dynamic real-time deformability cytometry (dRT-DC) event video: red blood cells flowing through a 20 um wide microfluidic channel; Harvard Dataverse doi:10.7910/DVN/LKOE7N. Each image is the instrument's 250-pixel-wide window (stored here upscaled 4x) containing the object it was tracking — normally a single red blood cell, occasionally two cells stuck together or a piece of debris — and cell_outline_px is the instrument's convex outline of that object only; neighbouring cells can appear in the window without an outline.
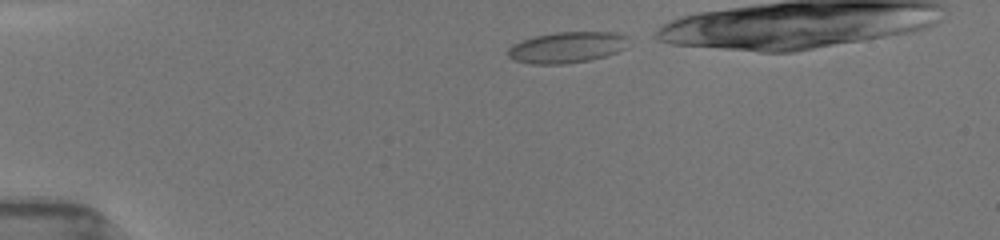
{"species": "common noctule bat (a hibernating species)", "species_latin": "Nyctalus noctula", "temperature_condition": "room temperature", "stored_images_in_passage": 6, "camera_frame_rate_fps": 3000, "um_per_image_px": 0.085, "animal": {"sex": "female", "body_mass_g": 19.5, "forearm_length_mm": 54.1}, "frame": {"image": 1, "passage_image": 1, "time_ms": 0.0, "image_size_px": [1000, 240], "cell_outline_px": [[628, 36], [624, 48], [616, 52], [604, 56], [588, 60], [564, 64], [532, 64], [512, 60], [508, 56], [508, 48], [512, 44], [520, 40], [532, 36], [556, 32], [616, 32]], "centroid_in_image_um": [48.13, 4.02], "position_along_channel_um": 36.9, "area_um2": 21.91}}
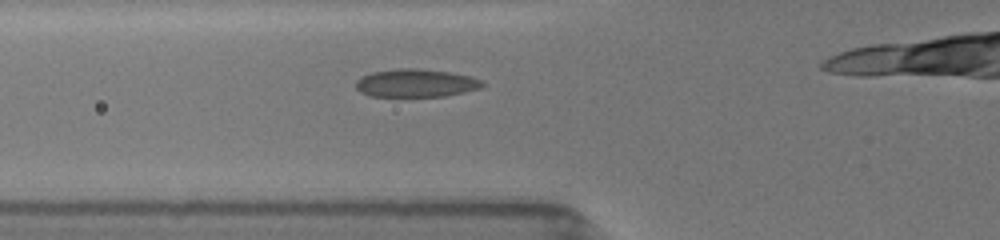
{"frame": {"image": 2, "passage_image": 6, "time_ms": 2.667, "image_size_px": [1000, 240], "cell_outline_px": [[484, 84], [480, 88], [464, 92], [444, 96], [372, 96], [360, 92], [356, 88], [356, 80], [360, 76], [372, 72], [396, 68], [420, 68], [452, 72], [472, 76], [484, 80]], "centroid_in_image_um": [35.36, 7.04], "position_along_channel_um": 90.4, "area_um2": 20.92}}